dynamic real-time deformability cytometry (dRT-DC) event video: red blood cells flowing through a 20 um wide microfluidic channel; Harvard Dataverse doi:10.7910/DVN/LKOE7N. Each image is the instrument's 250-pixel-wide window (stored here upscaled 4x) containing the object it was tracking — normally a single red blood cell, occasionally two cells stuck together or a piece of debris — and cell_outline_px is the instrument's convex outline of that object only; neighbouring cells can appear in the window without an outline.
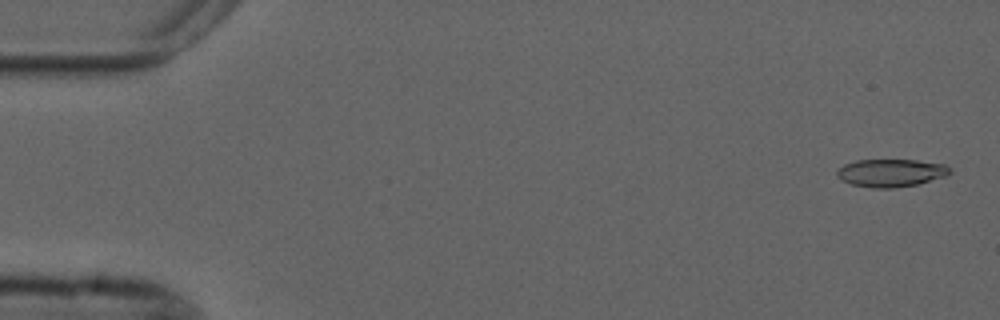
{"species": "common noctule bat (a hibernating species)", "species_latin": "Nyctalus noctula", "temperature_condition": "cold", "stored_images_in_passage": 6, "camera_frame_rate_fps": 3000, "um_per_image_px": 0.085, "animal": {"sex": "male", "forearm_length_mm": 52.5}, "frame": {"image": 1, "passage_image": 1, "time_ms": 0.0, "image_size_px": [1000, 320], "cell_outline_px": [[952, 172], [948, 176], [916, 184], [892, 188], [872, 188], [852, 184], [840, 180], [836, 176], [836, 172], [844, 164], [856, 160], [916, 160], [944, 164], [952, 168]], "centroid_in_image_um": [75.74, 14.69], "position_along_channel_um": 9.3, "area_um2": 18.38}}
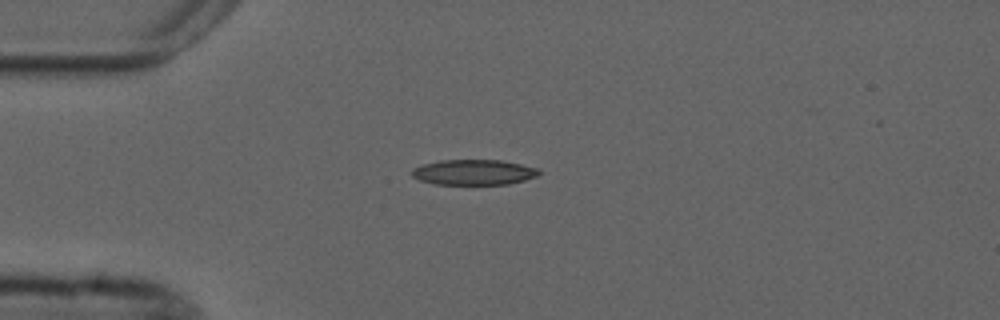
{"frame": {"image": 2, "passage_image": 4, "time_ms": 4.0, "image_size_px": [1000, 320], "cell_outline_px": [[540, 172], [536, 176], [524, 180], [508, 184], [436, 184], [420, 180], [412, 176], [412, 168], [424, 164], [440, 160], [500, 160], [540, 168]], "centroid_in_image_um": [40.27, 14.63], "position_along_channel_um": 44.7, "area_um2": 18.67}}
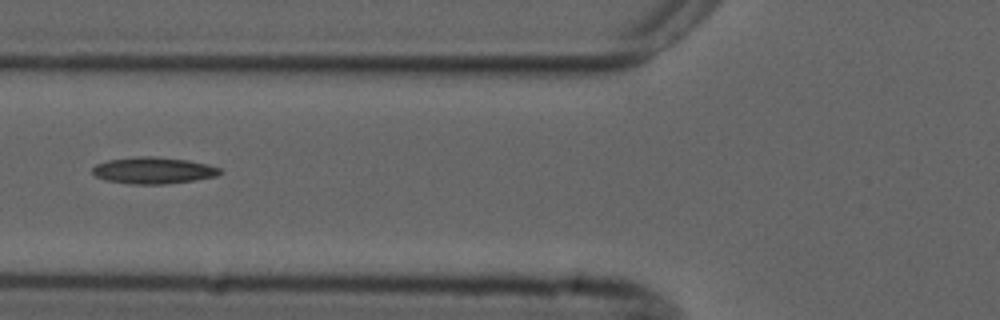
{"frame": {"image": 3, "passage_image": 6, "time_ms": 6.333, "image_size_px": [1000, 320], "cell_outline_px": [[224, 172], [216, 176], [196, 180], [164, 184], [132, 184], [104, 180], [96, 176], [92, 172], [92, 168], [96, 164], [108, 160], [136, 156], [156, 156], [188, 160], [208, 164], [220, 168]], "centroid_in_image_um": [13.05, 14.48], "position_along_channel_um": 112.8, "area_um2": 19.94}}